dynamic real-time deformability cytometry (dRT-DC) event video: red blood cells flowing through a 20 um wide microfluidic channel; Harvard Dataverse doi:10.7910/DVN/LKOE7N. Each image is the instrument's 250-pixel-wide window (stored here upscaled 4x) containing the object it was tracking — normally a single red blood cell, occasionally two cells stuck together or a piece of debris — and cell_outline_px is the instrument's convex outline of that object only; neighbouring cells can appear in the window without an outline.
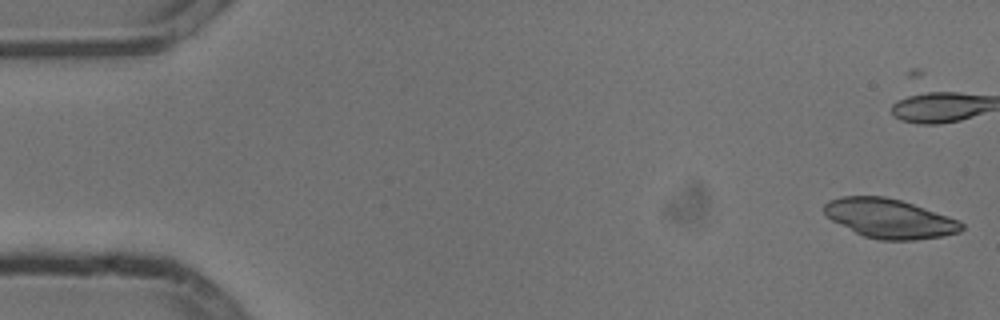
{"species": "common noctule bat (a hibernating species)", "species_latin": "Nyctalus noctula", "temperature_condition": "cold", "stored_images_in_passage": 44, "camera_frame_rate_fps": 3000, "um_per_image_px": 0.085, "animal": {"sex": "male", "body_mass_g": 13.3}, "frame": {"image": 1, "passage_image": 4, "time_ms": 1.0, "image_size_px": [1000, 320], "cell_outline_px": [[964, 228], [960, 232], [944, 236], [916, 240], [880, 240], [864, 236], [832, 220], [824, 212], [824, 204], [828, 200], [840, 196], [884, 196], [900, 200], [960, 220], [964, 224]], "centroid_in_image_um": [75.63, 18.57], "position_along_channel_um": 9.4, "area_um2": 31.33}}